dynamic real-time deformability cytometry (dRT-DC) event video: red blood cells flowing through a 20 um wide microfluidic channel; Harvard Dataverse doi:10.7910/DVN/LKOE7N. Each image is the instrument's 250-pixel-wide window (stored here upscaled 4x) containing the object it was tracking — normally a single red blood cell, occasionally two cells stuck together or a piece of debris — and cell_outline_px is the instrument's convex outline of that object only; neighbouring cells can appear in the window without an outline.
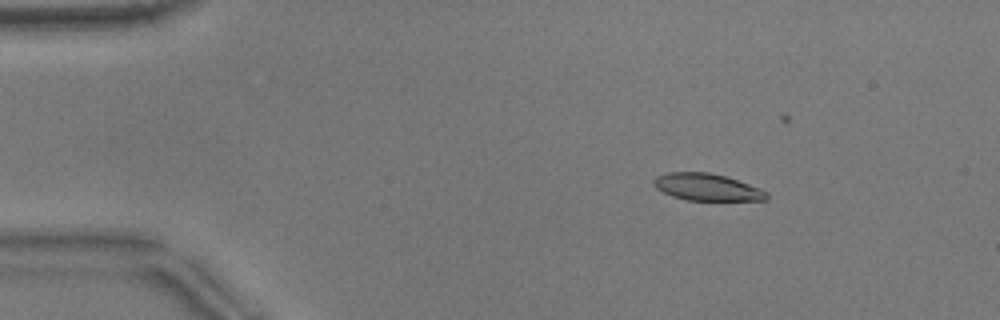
{"species": "common noctule bat (a hibernating species)", "species_latin": "Nyctalus noctula", "temperature_condition": "warm", "stored_images_in_passage": 40, "camera_frame_rate_fps": 3000, "um_per_image_px": 0.085, "animal": {"sex": "male", "body_mass_g": 17.9}, "frame": {"image": 1, "passage_image": 1, "time_ms": 0.0, "image_size_px": [1000, 320], "cell_outline_px": [[768, 200], [688, 200], [672, 196], [656, 188], [652, 180], [656, 176], [668, 172], [708, 172], [724, 176], [748, 184], [768, 192]], "centroid_in_image_um": [60.07, 15.9], "position_along_channel_um": 24.9, "area_um2": 17.57}}
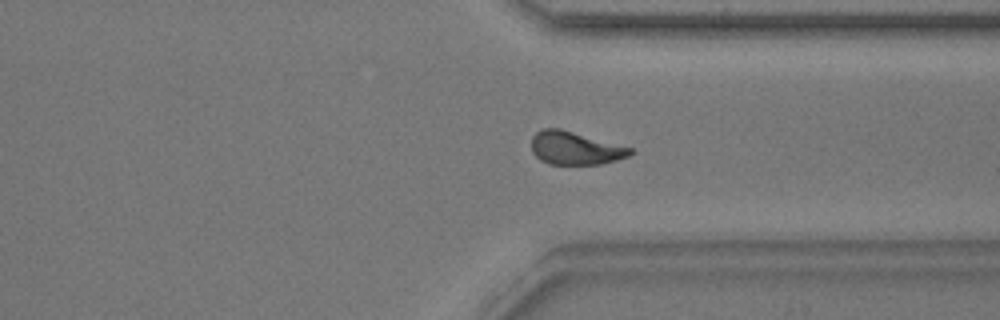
{"frame": {"image": 2, "passage_image": 33, "time_ms": 10.667, "image_size_px": [1000, 320], "cell_outline_px": [[632, 152], [628, 156], [616, 160], [600, 164], [548, 164], [540, 160], [532, 152], [532, 136], [536, 132], [544, 128], [560, 128], [632, 148]], "centroid_in_image_um": [48.85, 12.59], "position_along_channel_um": 362.5, "area_um2": 18.9}}
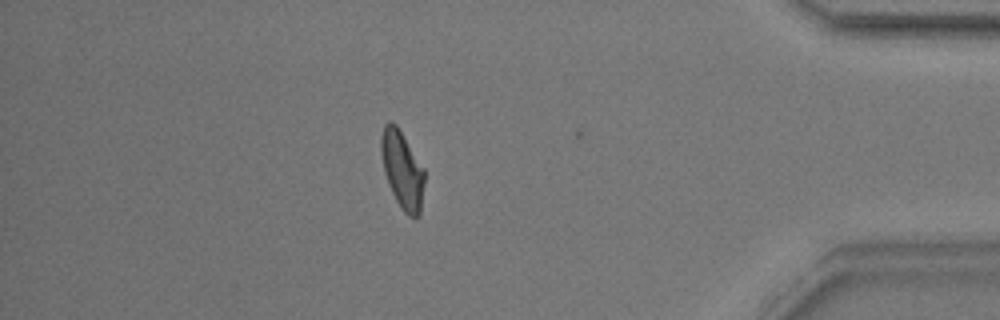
{"frame": {"image": 3, "passage_image": 39, "time_ms": 12.667, "image_size_px": [1000, 320], "cell_outline_px": [[424, 184], [420, 216], [408, 216], [400, 208], [388, 184], [384, 172], [380, 148], [380, 136], [384, 124], [388, 120], [392, 120], [396, 124], [424, 168]], "centroid_in_image_um": [34.17, 14.41], "position_along_channel_um": 401.0, "area_um2": 19.71}, "authors_computed_cell_mechanics": {"area_um2": 19.5075, "velocity_mm_per_s": 3.8402, "shape_relaxation_time_tau1_ms": 6.8219, "shape_relaxation_time_tau2_ms": 2.4275, "deformation_change_tau1": 0.1976, "deformation_change_tau2": 0.1034}}